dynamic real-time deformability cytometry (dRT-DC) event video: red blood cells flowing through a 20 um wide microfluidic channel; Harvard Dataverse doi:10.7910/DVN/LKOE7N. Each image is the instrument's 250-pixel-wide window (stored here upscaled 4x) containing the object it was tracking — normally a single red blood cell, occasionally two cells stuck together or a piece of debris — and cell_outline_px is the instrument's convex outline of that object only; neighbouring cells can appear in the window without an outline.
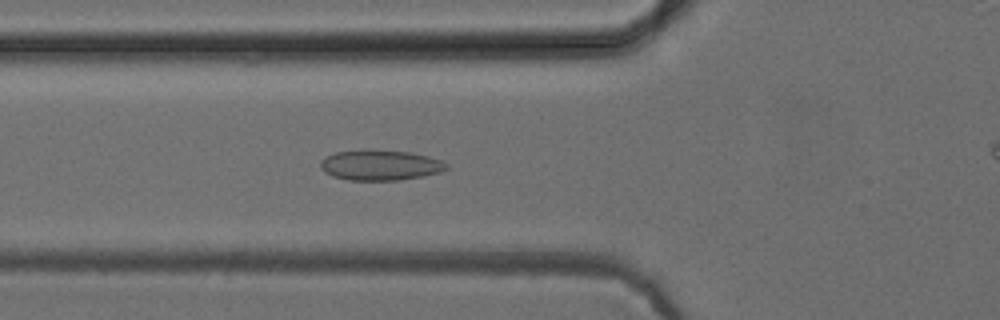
{"species": "common noctule bat (a hibernating species)", "species_latin": "Nyctalus noctula", "temperature_condition": "cold", "stored_images_in_passage": 31, "camera_frame_rate_fps": 3000, "um_per_image_px": 0.085, "animal": {"sex": "female", "body_mass_g": 24.6, "forearm_length_mm": 56.2}, "frame": {"image": 1, "passage_image": 3, "time_ms": 0.667, "image_size_px": [1000, 320], "cell_outline_px": [[448, 168], [440, 172], [424, 176], [396, 180], [348, 180], [332, 176], [324, 172], [320, 168], [320, 160], [324, 156], [336, 152], [408, 152], [428, 156], [440, 160], [448, 164]], "centroid_in_image_um": [32.31, 14.08], "position_along_channel_um": 93.5, "area_um2": 21.62}}
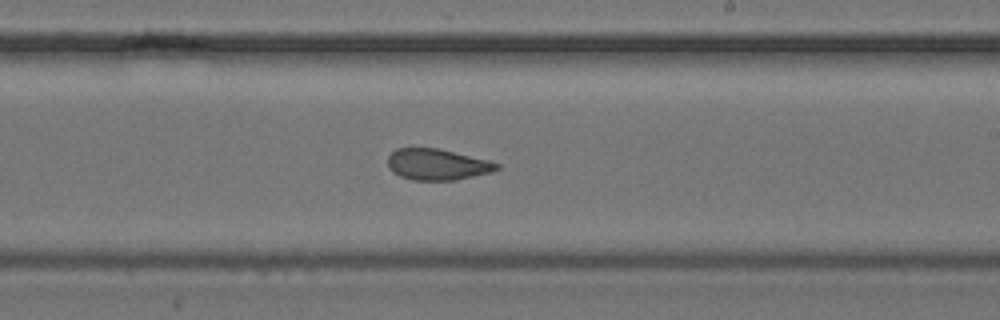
{"frame": {"image": 2, "passage_image": 15, "time_ms": 4.667, "image_size_px": [1000, 320], "cell_outline_px": [[500, 168], [492, 172], [456, 180], [412, 180], [400, 176], [392, 172], [388, 168], [388, 156], [396, 148], [440, 148], [488, 160], [500, 164]], "centroid_in_image_um": [37.16, 13.98], "position_along_channel_um": 251.8, "area_um2": 19.94}}
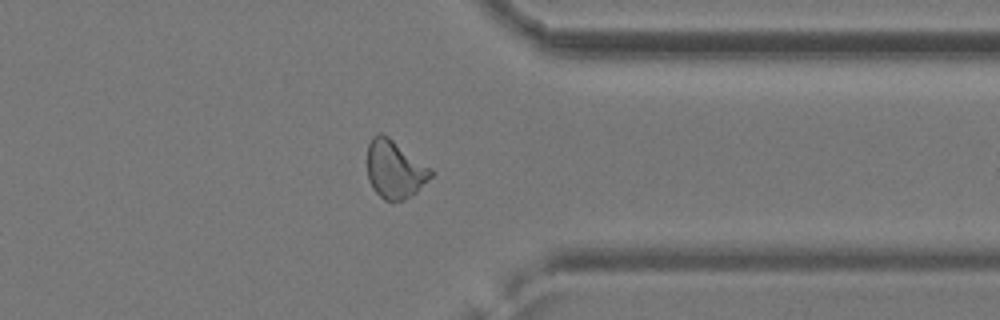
{"frame": {"image": 3, "passage_image": 25, "time_ms": 8.0, "image_size_px": [1000, 320], "cell_outline_px": [[436, 172], [412, 196], [404, 200], [384, 200], [372, 188], [368, 180], [368, 144], [372, 136], [376, 132], [380, 132], [388, 136], [432, 168]], "centroid_in_image_um": [33.57, 14.38], "position_along_channel_um": 377.8, "area_um2": 21.68}, "authors_computed_cell_mechanics": {"area_um2": 20.8658, "velocity_mm_per_s": 3.9446, "shape_relaxation_time_tau1_ms": 7.1496, "shape_relaxation_time_tau2_ms": 1.297, "deformation_change_tau1": 0.1472, "deformation_change_tau2": 0.0741}}